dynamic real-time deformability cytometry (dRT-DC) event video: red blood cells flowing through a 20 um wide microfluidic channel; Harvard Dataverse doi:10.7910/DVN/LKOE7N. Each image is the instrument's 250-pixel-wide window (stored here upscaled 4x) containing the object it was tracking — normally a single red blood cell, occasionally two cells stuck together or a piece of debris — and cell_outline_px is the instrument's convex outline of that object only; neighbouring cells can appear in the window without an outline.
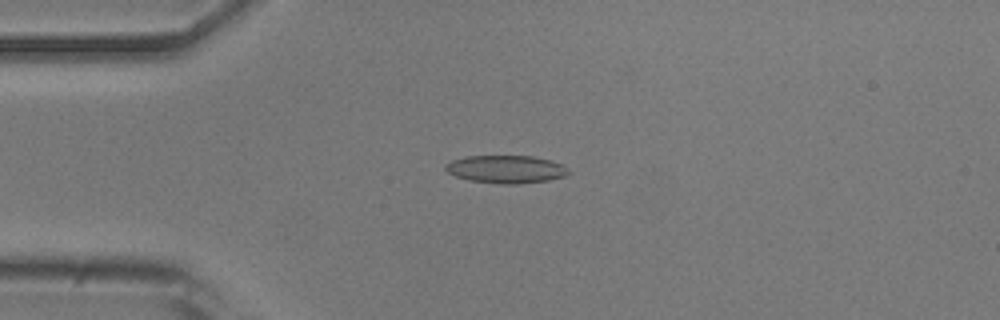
{"species": "common noctule bat (a hibernating species)", "species_latin": "Nyctalus noctula", "temperature_condition": "room temperature", "stored_images_in_passage": 50, "camera_frame_rate_fps": 3000, "um_per_image_px": 0.085, "animal": {"sex": "male", "body_mass_g": 20.5, "forearm_length_mm": 52.5}, "frame": {"image": 1, "passage_image": 11, "time_ms": 3.333, "image_size_px": [1000, 320], "cell_outline_px": [[572, 172], [564, 176], [548, 180], [520, 184], [496, 184], [468, 180], [456, 176], [448, 172], [444, 168], [444, 164], [452, 160], [464, 156], [532, 156], [548, 160], [560, 164]], "centroid_in_image_um": [42.97, 14.39], "position_along_channel_um": 42.0, "area_um2": 20.0}}
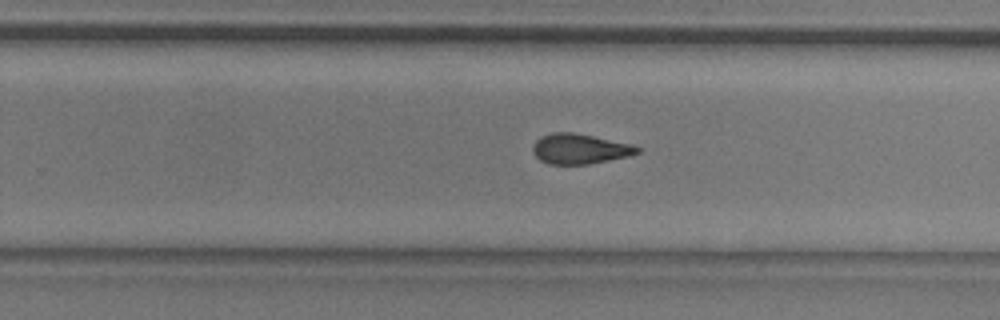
{"frame": {"image": 2, "passage_image": 31, "time_ms": 10.0, "image_size_px": [1000, 320], "cell_outline_px": [[640, 152], [632, 156], [588, 164], [548, 164], [540, 160], [532, 152], [532, 148], [536, 140], [540, 136], [552, 132], [572, 132], [632, 144], [640, 148]], "centroid_in_image_um": [49.28, 12.65], "position_along_channel_um": 280.5, "area_um2": 18.44}}
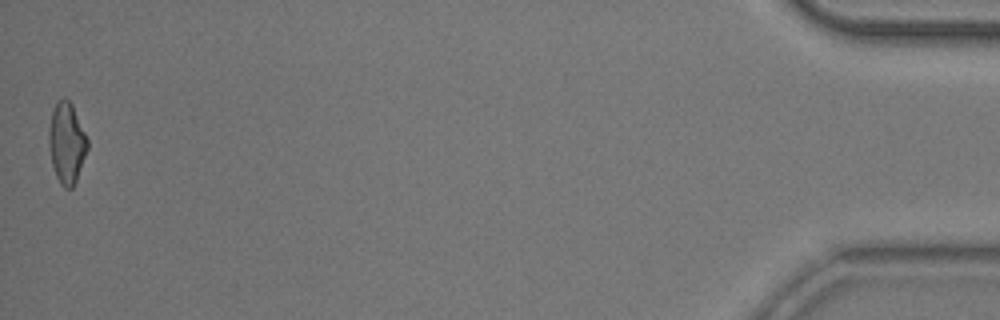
{"frame": {"image": 3, "passage_image": 50, "time_ms": 16.333, "image_size_px": [1000, 320], "cell_outline_px": [[88, 148], [76, 180], [72, 188], [64, 188], [60, 184], [56, 176], [52, 164], [48, 144], [48, 128], [52, 112], [56, 100], [64, 96], [72, 104], [88, 140]], "centroid_in_image_um": [5.65, 12.12], "position_along_channel_um": 429.6, "area_um2": 18.26}, "authors_computed_cell_mechanics": {"area_um2": 18.9006, "velocity_mm_per_s": 3.8823, "shape_relaxation_time_tau1_ms": 7.7005, "shape_relaxation_time_tau2_ms": 2.4546, "deformation_change_tau1": 0.1941, "deformation_change_tau2": 0.1097}}